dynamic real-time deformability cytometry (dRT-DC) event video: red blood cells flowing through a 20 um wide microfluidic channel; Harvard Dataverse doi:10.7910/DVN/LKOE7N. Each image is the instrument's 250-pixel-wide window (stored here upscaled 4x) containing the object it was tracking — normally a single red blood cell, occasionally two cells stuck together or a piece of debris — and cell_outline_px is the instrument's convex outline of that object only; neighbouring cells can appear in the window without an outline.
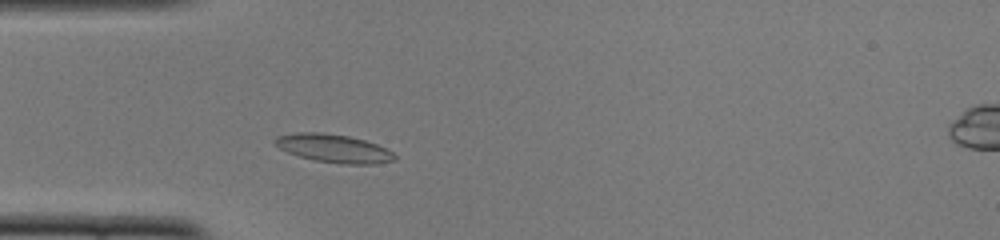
{"species": "common noctule bat (a hibernating species)", "species_latin": "Nyctalus noctula", "temperature_condition": "cold", "stored_images_in_passage": 38, "camera_frame_rate_fps": 3000, "um_per_image_px": 0.085, "animal": {"sex": "female", "body_mass_g": 22.0, "forearm_length_mm": 56.7}, "frame": {"image": 1, "passage_image": 1, "time_ms": 0.0, "image_size_px": [1000, 240], "cell_outline_px": [[396, 160], [376, 164], [344, 164], [316, 160], [300, 156], [288, 152], [280, 148], [272, 140], [276, 136], [296, 132], [324, 132], [348, 136], [364, 140], [388, 148], [396, 156]], "centroid_in_image_um": [28.39, 12.6], "position_along_channel_um": 56.6, "area_um2": 19.71}}
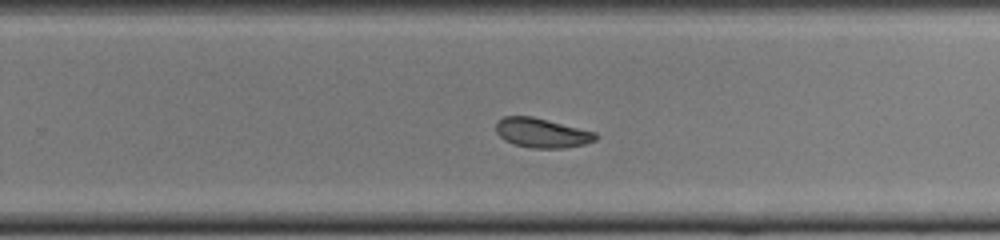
{"frame": {"image": 2, "passage_image": 19, "time_ms": 6.0, "image_size_px": [1000, 240], "cell_outline_px": [[600, 136], [596, 140], [584, 144], [564, 148], [532, 148], [512, 144], [504, 140], [496, 132], [496, 120], [504, 116], [532, 116], [596, 132]], "centroid_in_image_um": [46.05, 11.29], "position_along_channel_um": 283.8, "area_um2": 17.28}}
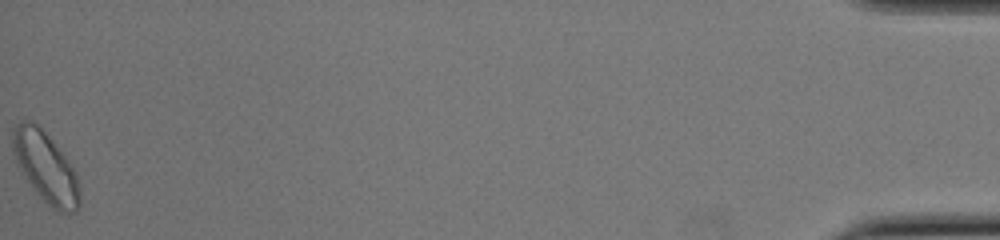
{"frame": {"image": 3, "passage_image": 38, "time_ms": 12.333, "image_size_px": [1000, 240], "cell_outline_px": [[80, 204], [76, 212], [68, 216], [52, 208], [44, 200], [28, 180], [16, 164], [12, 152], [12, 128], [20, 120], [32, 120], [48, 136], [76, 172], [80, 184]], "centroid_in_image_um": [3.89, 14.23], "position_along_channel_um": 431.3, "area_um2": 27.46}, "authors_computed_cell_mechanics": {"area_um2": 18.1781, "velocity_mm_per_s": 3.8551, "shape_relaxation_time_tau1_ms": 6.184, "shape_relaxation_time_tau2_ms": 3.5856, "deformation_change_tau1": 0.115, "deformation_change_tau2": 0.0721}}